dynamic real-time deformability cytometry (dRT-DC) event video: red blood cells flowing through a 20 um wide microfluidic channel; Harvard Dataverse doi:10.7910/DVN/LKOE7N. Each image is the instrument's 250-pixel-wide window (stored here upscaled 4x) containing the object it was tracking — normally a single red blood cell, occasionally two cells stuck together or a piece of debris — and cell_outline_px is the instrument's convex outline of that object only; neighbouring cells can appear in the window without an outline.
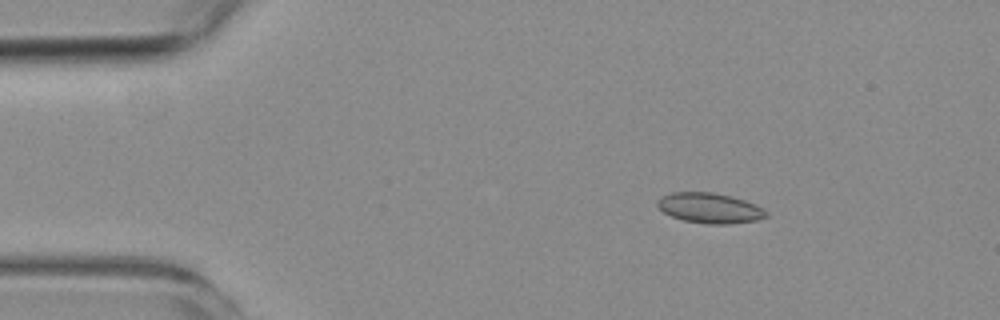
{"species": "common noctule bat (a hibernating species)", "species_latin": "Nyctalus noctula", "temperature_condition": "room temperature", "stored_images_in_passage": 4, "camera_frame_rate_fps": 3000, "um_per_image_px": 0.085, "animal": {"sex": "female", "body_mass_g": 19.3, "forearm_length_mm": 54.1}, "frame": {"image": 1, "passage_image": 2, "time_ms": 1.333, "image_size_px": [1000, 320], "cell_outline_px": [[768, 216], [756, 220], [728, 224], [708, 224], [684, 220], [672, 216], [664, 212], [656, 204], [656, 200], [660, 196], [672, 192], [712, 192], [732, 196], [756, 204], [764, 208], [768, 212]], "centroid_in_image_um": [60.34, 17.67], "position_along_channel_um": 24.7, "area_um2": 19.25}}